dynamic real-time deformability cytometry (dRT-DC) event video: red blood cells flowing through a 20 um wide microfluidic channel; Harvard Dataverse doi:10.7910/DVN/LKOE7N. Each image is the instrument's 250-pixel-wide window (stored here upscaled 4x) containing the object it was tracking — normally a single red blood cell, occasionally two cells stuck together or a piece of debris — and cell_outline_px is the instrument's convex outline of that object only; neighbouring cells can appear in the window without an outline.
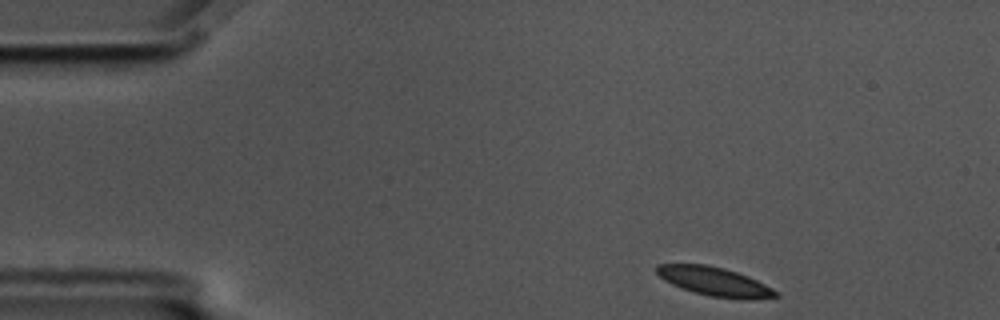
{"species": "common noctule bat (a hibernating species)", "species_latin": "Nyctalus noctula", "temperature_condition": "cold", "stored_images_in_passage": 51, "camera_frame_rate_fps": 3000, "um_per_image_px": 0.085, "animal": {"sex": "male", "body_mass_g": 17.5, "forearm_length_mm": 52.3}, "frame": {"image": 1, "passage_image": 1, "time_ms": 0.0, "image_size_px": [1000, 320], "cell_outline_px": [[780, 296], [744, 300], [708, 296], [672, 284], [664, 280], [656, 272], [656, 264], [708, 264], [724, 268], [748, 276], [780, 292]], "centroid_in_image_um": [60.76, 23.93], "position_along_channel_um": 24.2, "area_um2": 19.94}}
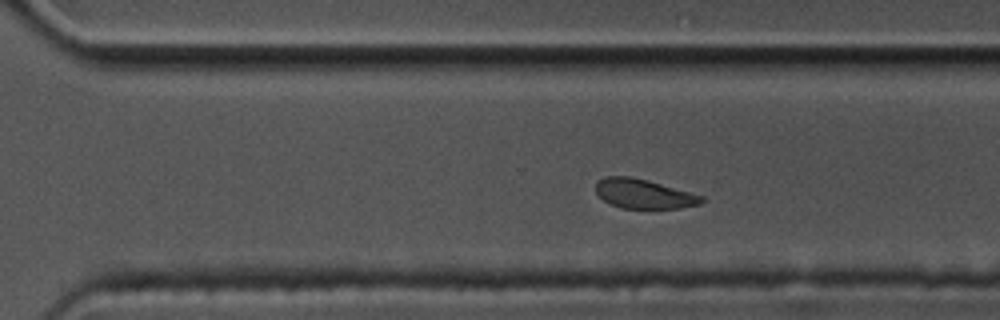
{"frame": {"image": 2, "passage_image": 33, "time_ms": 10.667, "image_size_px": [1000, 320], "cell_outline_px": [[708, 200], [700, 204], [680, 208], [624, 208], [612, 204], [604, 200], [596, 192], [596, 180], [604, 176], [632, 176], [648, 180], [704, 196]], "centroid_in_image_um": [54.74, 16.46], "position_along_channel_um": 315.9, "area_um2": 18.21}}
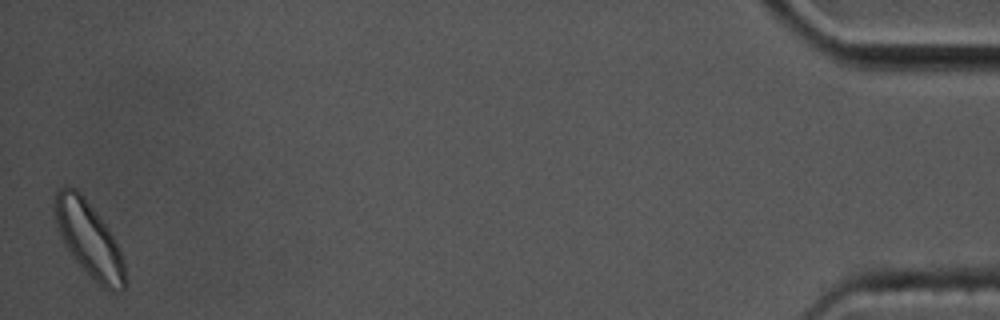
{"frame": {"image": 3, "passage_image": 51, "time_ms": 16.667, "image_size_px": [1000, 320], "cell_outline_px": [[124, 288], [116, 292], [104, 288], [72, 256], [64, 244], [56, 224], [52, 208], [56, 188], [76, 188], [84, 196], [100, 216], [108, 228], [124, 260]], "centroid_in_image_um": [7.52, 20.26], "position_along_channel_um": 427.7, "area_um2": 30.17}, "authors_computed_cell_mechanics": {"area_um2": 20.4612, "velocity_mm_per_s": 3.4018, "shape_relaxation_time_tau1_ms": 2.7193, "shape_relaxation_time_tau2_ms": null, "deformation_change_tau1": 0.0931, "deformation_change_tau2": null}}